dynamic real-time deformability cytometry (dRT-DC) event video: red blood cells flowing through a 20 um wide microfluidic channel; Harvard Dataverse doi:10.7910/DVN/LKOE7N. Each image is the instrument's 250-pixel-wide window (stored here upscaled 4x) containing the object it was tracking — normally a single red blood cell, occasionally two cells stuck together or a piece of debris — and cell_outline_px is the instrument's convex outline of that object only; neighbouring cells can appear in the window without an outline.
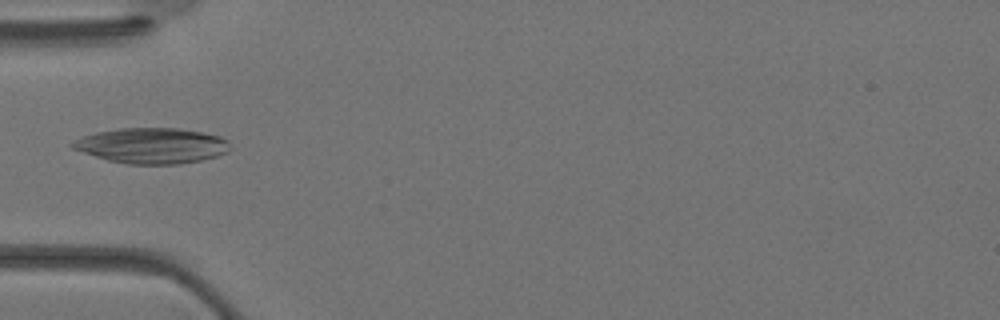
{"species": "Egyptian fruit bat (a non-hibernating species)", "species_latin": "Rousettus aegyptiacus", "temperature_condition": "warm", "stored_images_in_passage": 23, "camera_frame_rate_fps": 3000, "um_per_image_px": 0.085, "animal": {"sex": "female"}, "frame": {"image": 1, "passage_image": 2, "time_ms": 0.333, "image_size_px": [1000, 320], "cell_outline_px": [[232, 148], [228, 152], [216, 156], [200, 160], [180, 164], [128, 164], [108, 160], [72, 148], [68, 144], [72, 140], [96, 132], [120, 128], [180, 128], [204, 132], [220, 136], [228, 140]], "centroid_in_image_um": [12.94, 12.37], "position_along_channel_um": 72.1, "area_um2": 32.77}}
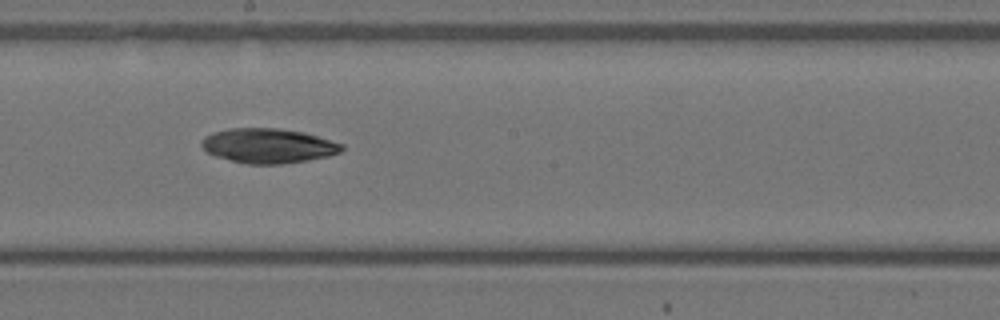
{"frame": {"image": 2, "passage_image": 10, "time_ms": 3.0, "image_size_px": [1000, 320], "cell_outline_px": [[344, 148], [340, 152], [328, 156], [308, 160], [280, 164], [244, 164], [216, 156], [208, 152], [200, 144], [200, 140], [204, 136], [212, 132], [228, 128], [280, 128], [304, 132], [344, 144]], "centroid_in_image_um": [22.78, 12.38], "position_along_channel_um": 225.4, "area_um2": 28.5}}
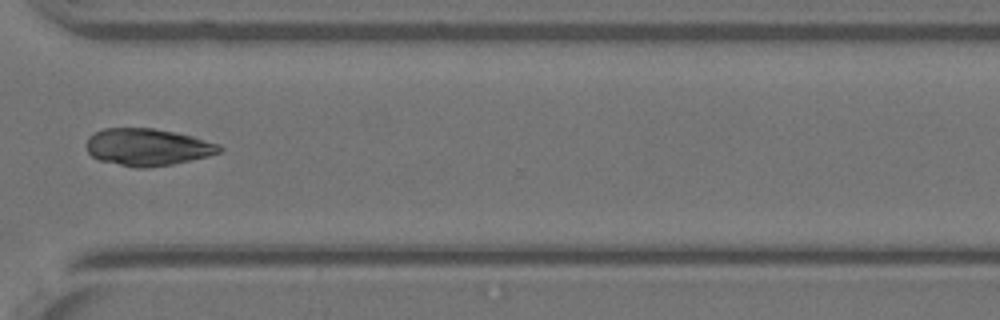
{"frame": {"image": 3, "passage_image": 17, "time_ms": 5.333, "image_size_px": [1000, 320], "cell_outline_px": [[224, 148], [220, 152], [208, 156], [172, 164], [148, 168], [136, 168], [100, 160], [92, 156], [88, 152], [88, 136], [104, 128], [152, 128], [176, 132], [192, 136], [220, 144]], "centroid_in_image_um": [12.57, 12.5], "position_along_channel_um": 358.0, "area_um2": 28.67}}